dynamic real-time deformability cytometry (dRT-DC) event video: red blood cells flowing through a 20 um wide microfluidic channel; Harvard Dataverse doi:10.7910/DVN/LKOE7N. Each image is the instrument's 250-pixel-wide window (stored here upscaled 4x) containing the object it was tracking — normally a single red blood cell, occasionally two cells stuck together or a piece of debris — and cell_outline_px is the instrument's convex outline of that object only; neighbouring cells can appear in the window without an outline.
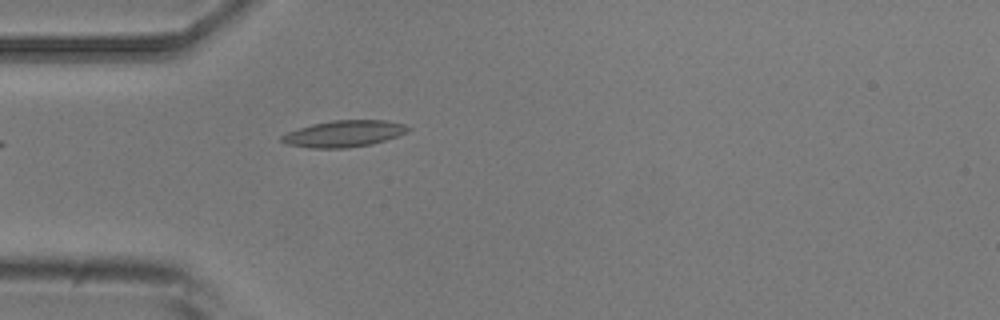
{"species": "common noctule bat (a hibernating species)", "species_latin": "Nyctalus noctula", "temperature_condition": "room temperature", "stored_images_in_passage": 1, "camera_frame_rate_fps": 3000, "um_per_image_px": 0.085, "animal": {"sex": "male", "body_mass_g": 20.5, "forearm_length_mm": 52.5}, "frame": {"image": 1, "passage_image": 1, "time_ms": 0.0, "image_size_px": [1000, 320], "cell_outline_px": [[412, 128], [396, 136], [372, 144], [348, 148], [312, 148], [288, 144], [280, 140], [280, 136], [288, 132], [312, 124], [332, 120], [384, 120], [404, 124]], "centroid_in_image_um": [29.22, 11.36], "position_along_channel_um": 55.8, "area_um2": 19.31}}